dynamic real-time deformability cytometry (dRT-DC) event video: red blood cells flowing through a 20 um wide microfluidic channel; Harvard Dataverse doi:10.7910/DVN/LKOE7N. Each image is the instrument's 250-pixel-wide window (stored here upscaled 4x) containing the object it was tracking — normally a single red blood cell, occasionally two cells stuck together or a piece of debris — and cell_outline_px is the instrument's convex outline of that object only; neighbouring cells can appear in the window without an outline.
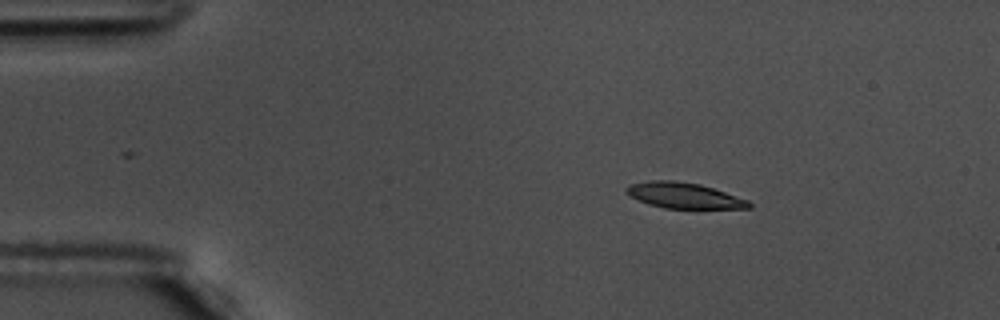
{"species": "common noctule bat (a hibernating species)", "species_latin": "Nyctalus noctula", "temperature_condition": "warm", "stored_images_in_passage": 48, "camera_frame_rate_fps": 3000, "um_per_image_px": 0.085, "animal": {"sex": "male", "body_mass_g": 17.5, "forearm_length_mm": 52.3}, "frame": {"image": 1, "passage_image": 1, "time_ms": 0.0, "image_size_px": [1000, 320], "cell_outline_px": [[752, 208], [664, 208], [648, 204], [624, 192], [624, 188], [628, 184], [648, 180], [672, 180], [700, 184], [748, 200], [752, 204]], "centroid_in_image_um": [58.09, 16.6], "position_along_channel_um": 26.9, "area_um2": 18.26}}
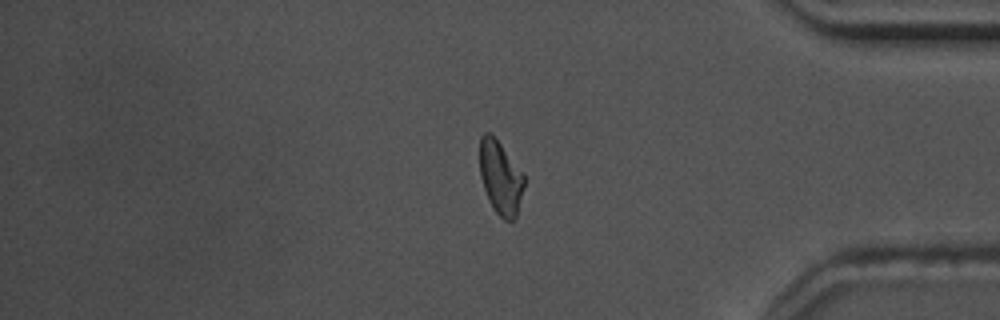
{"frame": {"image": 2, "passage_image": 39, "time_ms": 12.667, "image_size_px": [1000, 320], "cell_outline_px": [[524, 188], [516, 216], [512, 220], [504, 220], [492, 208], [488, 200], [480, 176], [480, 136], [484, 132], [488, 132], [500, 144], [524, 172]], "centroid_in_image_um": [42.54, 15.11], "position_along_channel_um": 392.7, "area_um2": 18.96}}
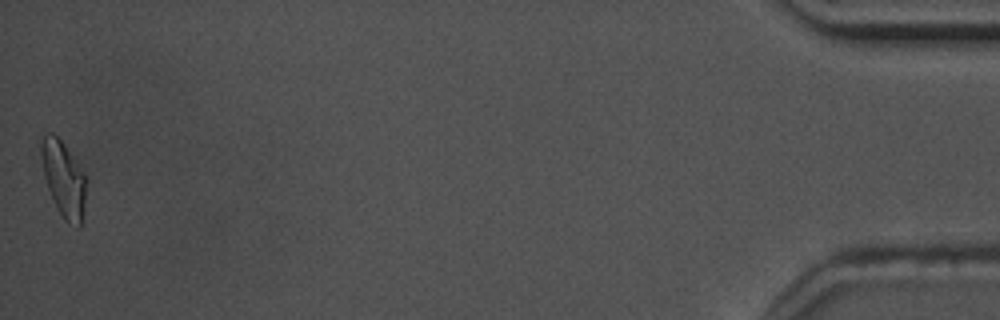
{"frame": {"image": 3, "passage_image": 48, "time_ms": 15.667, "image_size_px": [1000, 320], "cell_outline_px": [[84, 204], [80, 228], [76, 228], [68, 224], [64, 220], [56, 208], [48, 188], [44, 176], [40, 156], [40, 144], [44, 132], [52, 132], [64, 144], [84, 172]], "centroid_in_image_um": [5.36, 15.21], "position_along_channel_um": 429.8, "area_um2": 19.77}, "authors_computed_cell_mechanics": {"area_um2": 19.5942, "velocity_mm_per_s": 3.6189, "shape_relaxation_time_tau1_ms": 3.9246, "shape_relaxation_time_tau2_ms": 5.305, "deformation_change_tau1": 0.1458, "deformation_change_tau2": 0.1047}}